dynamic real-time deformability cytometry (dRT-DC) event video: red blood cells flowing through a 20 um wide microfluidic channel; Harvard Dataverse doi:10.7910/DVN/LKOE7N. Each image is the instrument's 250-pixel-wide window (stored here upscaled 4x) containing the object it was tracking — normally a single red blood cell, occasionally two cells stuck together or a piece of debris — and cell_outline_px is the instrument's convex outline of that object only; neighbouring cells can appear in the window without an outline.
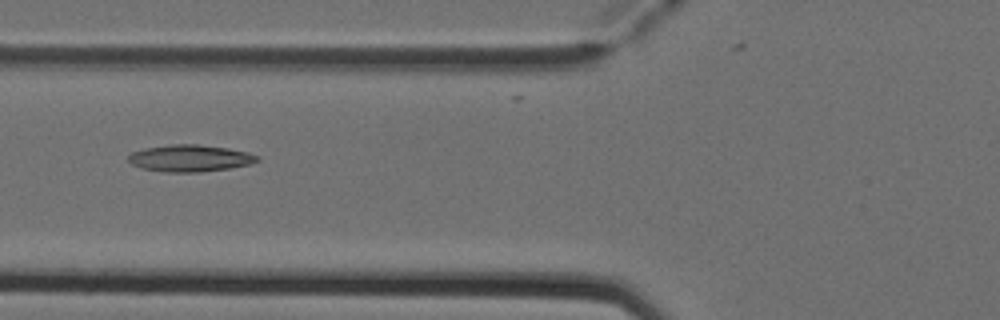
{"species": "Egyptian fruit bat (a non-hibernating species)", "species_latin": "Rousettus aegyptiacus", "temperature_condition": "cold", "stored_images_in_passage": 6, "camera_frame_rate_fps": 3000, "um_per_image_px": 0.085, "animal": {"sex": "female"}, "frame": {"image": 1, "passage_image": 3, "time_ms": 0.667, "image_size_px": [1000, 320], "cell_outline_px": [[260, 160], [248, 164], [228, 168], [200, 172], [164, 172], [140, 168], [132, 164], [128, 160], [128, 156], [132, 152], [144, 148], [172, 144], [196, 144], [228, 148], [248, 152], [260, 156]], "centroid_in_image_um": [16.13, 13.44], "position_along_channel_um": 109.7, "area_um2": 20.17}}
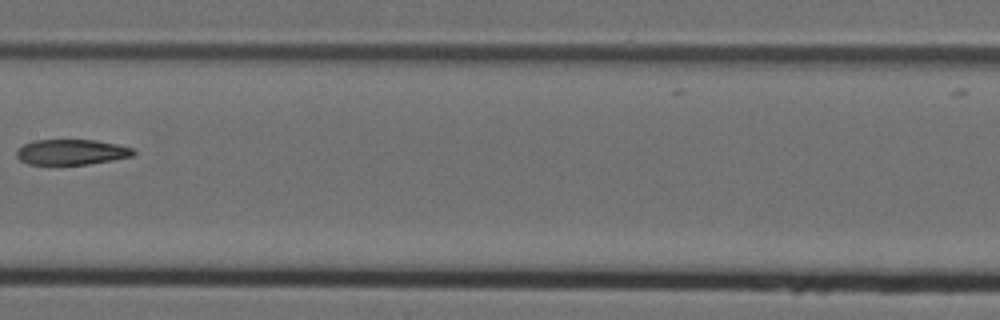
{"frame": {"image": 2, "passage_image": 5, "time_ms": 1.333, "image_size_px": [1000, 320], "cell_outline_px": [[136, 152], [132, 156], [112, 160], [88, 164], [28, 164], [20, 160], [16, 156], [16, 148], [32, 140], [96, 140], [136, 148]], "centroid_in_image_um": [6.07, 12.91], "position_along_channel_um": 201.3, "area_um2": 17.4}}
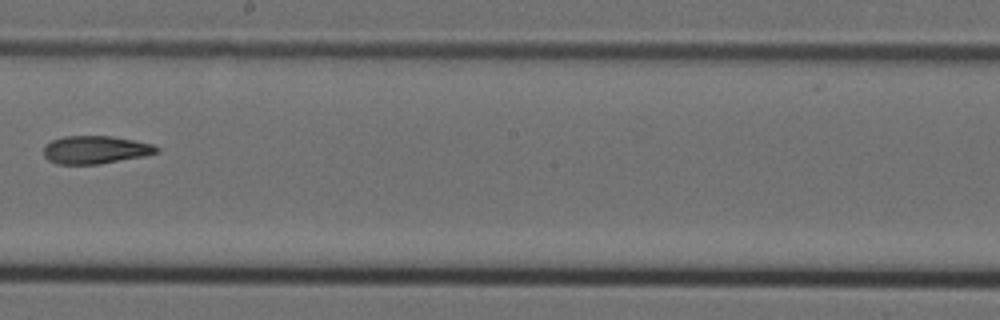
{"frame": {"image": 3, "passage_image": 6, "time_ms": 1.667, "image_size_px": [1000, 320], "cell_outline_px": [[160, 152], [144, 156], [100, 164], [56, 164], [48, 160], [44, 156], [44, 148], [52, 140], [64, 136], [112, 136], [152, 144], [160, 148]], "centroid_in_image_um": [8.12, 12.74], "position_along_channel_um": 240.1, "area_um2": 18.38}}